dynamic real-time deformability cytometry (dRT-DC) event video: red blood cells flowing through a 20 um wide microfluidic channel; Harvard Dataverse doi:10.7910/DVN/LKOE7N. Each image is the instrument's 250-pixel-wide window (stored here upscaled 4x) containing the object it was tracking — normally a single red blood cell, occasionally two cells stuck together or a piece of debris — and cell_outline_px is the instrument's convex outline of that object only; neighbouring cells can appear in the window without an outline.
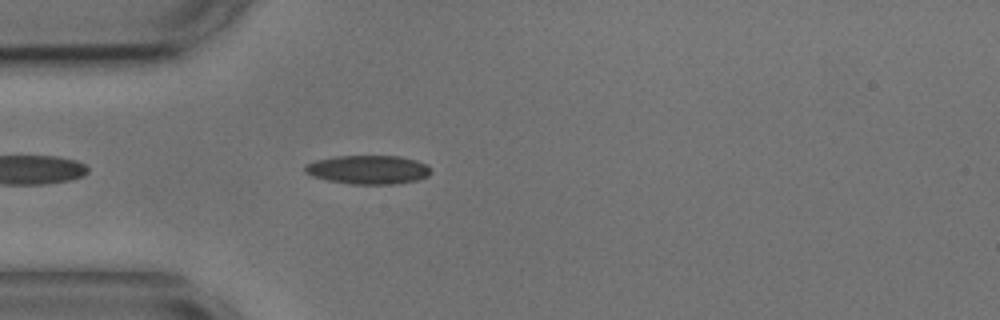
{"species": "common noctule bat (a hibernating species)", "species_latin": "Nyctalus noctula", "temperature_condition": "cold", "stored_images_in_passage": 8, "camera_frame_rate_fps": 3000, "um_per_image_px": 0.085, "animal": {"sex": "male", "body_mass_g": 17.9, "forearm_length_mm": 54.2}, "frame": {"image": 1, "passage_image": 4, "time_ms": 1.0, "image_size_px": [1000, 320], "cell_outline_px": [[432, 172], [428, 176], [416, 180], [396, 184], [352, 184], [328, 180], [304, 172], [304, 164], [316, 160], [336, 156], [400, 156], [416, 160], [428, 164]], "centroid_in_image_um": [31.33, 14.41], "position_along_channel_um": 53.7, "area_um2": 21.15}}